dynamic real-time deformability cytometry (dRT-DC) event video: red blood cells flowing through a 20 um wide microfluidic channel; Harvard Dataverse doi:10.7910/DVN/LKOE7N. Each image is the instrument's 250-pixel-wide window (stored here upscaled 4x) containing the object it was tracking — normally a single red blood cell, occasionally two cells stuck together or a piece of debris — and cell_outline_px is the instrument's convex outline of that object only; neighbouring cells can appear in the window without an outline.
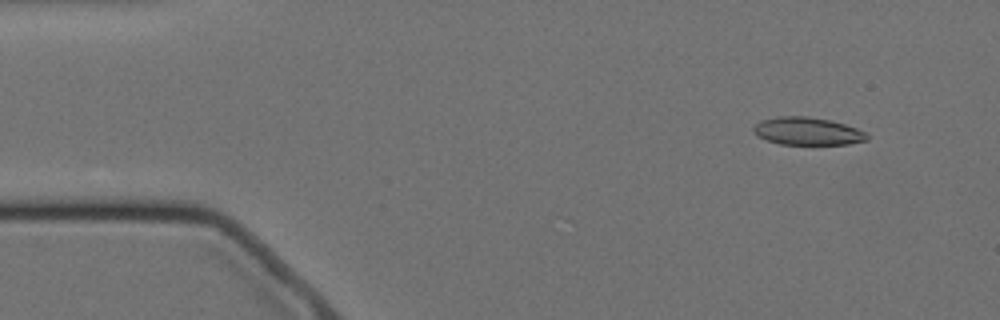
{"species": "Egyptian fruit bat (a non-hibernating species)", "species_latin": "Rousettus aegyptiacus", "temperature_condition": "cold", "stored_images_in_passage": 5, "camera_frame_rate_fps": 3000, "um_per_image_px": 0.085, "animal": {"sex": "female"}, "frame": {"image": 1, "passage_image": 1, "time_ms": 0.0, "image_size_px": [1000, 320], "cell_outline_px": [[868, 140], [848, 144], [780, 144], [768, 140], [760, 136], [752, 128], [760, 120], [776, 116], [808, 116], [832, 120], [856, 128], [864, 132], [868, 136]], "centroid_in_image_um": [68.65, 11.14], "position_along_channel_um": 16.4, "area_um2": 18.21}}
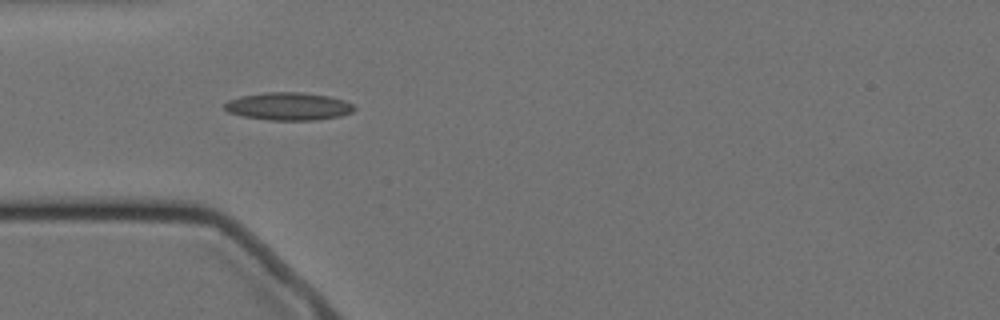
{"frame": {"image": 2, "passage_image": 4, "time_ms": 3.667, "image_size_px": [1000, 320], "cell_outline_px": [[356, 108], [352, 112], [340, 116], [316, 120], [268, 120], [244, 116], [228, 112], [224, 108], [224, 104], [228, 100], [240, 96], [264, 92], [300, 92], [328, 96], [344, 100], [352, 104]], "centroid_in_image_um": [24.51, 9.03], "position_along_channel_um": 60.5, "area_um2": 20.98}}
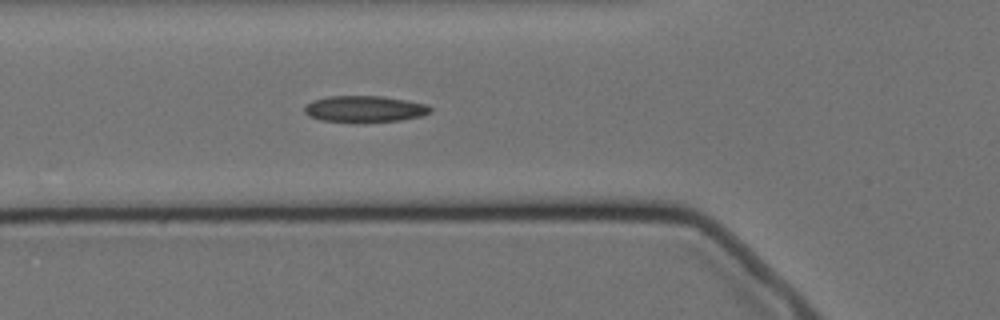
{"frame": {"image": 3, "passage_image": 5, "time_ms": 4.667, "image_size_px": [1000, 320], "cell_outline_px": [[432, 112], [420, 116], [400, 120], [356, 124], [320, 120], [308, 116], [304, 112], [304, 104], [312, 100], [328, 96], [380, 96], [428, 104], [432, 108]], "centroid_in_image_um": [30.94, 9.29], "position_along_channel_um": 94.9, "area_um2": 19.94}}